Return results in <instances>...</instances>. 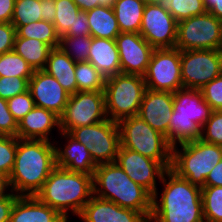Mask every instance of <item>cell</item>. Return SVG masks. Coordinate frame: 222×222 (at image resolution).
Segmentation results:
<instances>
[{"label":"cell","instance_id":"6da1fadb","mask_svg":"<svg viewBox=\"0 0 222 222\" xmlns=\"http://www.w3.org/2000/svg\"><path fill=\"white\" fill-rule=\"evenodd\" d=\"M159 183L163 189L161 195L157 191L152 196L149 222H205L201 187L180 177L171 168L165 171Z\"/></svg>","mask_w":222,"mask_h":222},{"label":"cell","instance_id":"7a4b0ae2","mask_svg":"<svg viewBox=\"0 0 222 222\" xmlns=\"http://www.w3.org/2000/svg\"><path fill=\"white\" fill-rule=\"evenodd\" d=\"M56 168L53 141L19 139L9 189L18 196H35Z\"/></svg>","mask_w":222,"mask_h":222},{"label":"cell","instance_id":"3957f363","mask_svg":"<svg viewBox=\"0 0 222 222\" xmlns=\"http://www.w3.org/2000/svg\"><path fill=\"white\" fill-rule=\"evenodd\" d=\"M35 196L67 220L69 212L78 217L93 196V176L56 166Z\"/></svg>","mask_w":222,"mask_h":222},{"label":"cell","instance_id":"277c9868","mask_svg":"<svg viewBox=\"0 0 222 222\" xmlns=\"http://www.w3.org/2000/svg\"><path fill=\"white\" fill-rule=\"evenodd\" d=\"M93 195L120 207L141 212L148 220L152 214V195L138 185L116 163L99 164L93 175Z\"/></svg>","mask_w":222,"mask_h":222},{"label":"cell","instance_id":"5b68a950","mask_svg":"<svg viewBox=\"0 0 222 222\" xmlns=\"http://www.w3.org/2000/svg\"><path fill=\"white\" fill-rule=\"evenodd\" d=\"M173 96V113L168 128V144L172 148L199 139L201 128L213 111L198 89L182 88Z\"/></svg>","mask_w":222,"mask_h":222},{"label":"cell","instance_id":"8992f818","mask_svg":"<svg viewBox=\"0 0 222 222\" xmlns=\"http://www.w3.org/2000/svg\"><path fill=\"white\" fill-rule=\"evenodd\" d=\"M221 159L222 146L197 139L172 148L171 169L202 188L207 175Z\"/></svg>","mask_w":222,"mask_h":222},{"label":"cell","instance_id":"52a82bcc","mask_svg":"<svg viewBox=\"0 0 222 222\" xmlns=\"http://www.w3.org/2000/svg\"><path fill=\"white\" fill-rule=\"evenodd\" d=\"M120 146L161 162L167 169L172 165V147L166 137L153 129L140 116L118 122Z\"/></svg>","mask_w":222,"mask_h":222},{"label":"cell","instance_id":"ba28073f","mask_svg":"<svg viewBox=\"0 0 222 222\" xmlns=\"http://www.w3.org/2000/svg\"><path fill=\"white\" fill-rule=\"evenodd\" d=\"M145 90L141 75L119 73L106 78L103 92L107 117L118 123L138 115Z\"/></svg>","mask_w":222,"mask_h":222},{"label":"cell","instance_id":"9c48e42d","mask_svg":"<svg viewBox=\"0 0 222 222\" xmlns=\"http://www.w3.org/2000/svg\"><path fill=\"white\" fill-rule=\"evenodd\" d=\"M175 48L185 50H222V20L210 12L178 22Z\"/></svg>","mask_w":222,"mask_h":222},{"label":"cell","instance_id":"30bf717a","mask_svg":"<svg viewBox=\"0 0 222 222\" xmlns=\"http://www.w3.org/2000/svg\"><path fill=\"white\" fill-rule=\"evenodd\" d=\"M69 134L86 146L97 165L116 161L120 146L117 122L108 118L90 126L75 128Z\"/></svg>","mask_w":222,"mask_h":222},{"label":"cell","instance_id":"8fae6325","mask_svg":"<svg viewBox=\"0 0 222 222\" xmlns=\"http://www.w3.org/2000/svg\"><path fill=\"white\" fill-rule=\"evenodd\" d=\"M108 119L104 92L77 91L69 95L65 111L60 117L59 131L70 133L81 126H90Z\"/></svg>","mask_w":222,"mask_h":222},{"label":"cell","instance_id":"7c38bea8","mask_svg":"<svg viewBox=\"0 0 222 222\" xmlns=\"http://www.w3.org/2000/svg\"><path fill=\"white\" fill-rule=\"evenodd\" d=\"M143 78L150 90L174 93L182 89L181 51L177 48L154 49Z\"/></svg>","mask_w":222,"mask_h":222},{"label":"cell","instance_id":"4fadbf2b","mask_svg":"<svg viewBox=\"0 0 222 222\" xmlns=\"http://www.w3.org/2000/svg\"><path fill=\"white\" fill-rule=\"evenodd\" d=\"M222 74V50L181 51L183 88L200 90Z\"/></svg>","mask_w":222,"mask_h":222},{"label":"cell","instance_id":"5bb4252c","mask_svg":"<svg viewBox=\"0 0 222 222\" xmlns=\"http://www.w3.org/2000/svg\"><path fill=\"white\" fill-rule=\"evenodd\" d=\"M178 22L168 10L159 4H147L144 8L140 34L154 48H175Z\"/></svg>","mask_w":222,"mask_h":222},{"label":"cell","instance_id":"9a60e30c","mask_svg":"<svg viewBox=\"0 0 222 222\" xmlns=\"http://www.w3.org/2000/svg\"><path fill=\"white\" fill-rule=\"evenodd\" d=\"M132 181L145 188L152 196L167 168L159 161L119 146L115 161Z\"/></svg>","mask_w":222,"mask_h":222},{"label":"cell","instance_id":"2e32d148","mask_svg":"<svg viewBox=\"0 0 222 222\" xmlns=\"http://www.w3.org/2000/svg\"><path fill=\"white\" fill-rule=\"evenodd\" d=\"M115 42L119 52L121 73L143 76L154 48L140 33L121 32Z\"/></svg>","mask_w":222,"mask_h":222},{"label":"cell","instance_id":"e0dca14e","mask_svg":"<svg viewBox=\"0 0 222 222\" xmlns=\"http://www.w3.org/2000/svg\"><path fill=\"white\" fill-rule=\"evenodd\" d=\"M29 91L37 107L47 109L59 118L65 111L69 94L59 82L46 71L35 70L29 79Z\"/></svg>","mask_w":222,"mask_h":222},{"label":"cell","instance_id":"ac0fdd59","mask_svg":"<svg viewBox=\"0 0 222 222\" xmlns=\"http://www.w3.org/2000/svg\"><path fill=\"white\" fill-rule=\"evenodd\" d=\"M173 93L147 89L140 104V116L153 129L162 133L168 141L169 121L173 113Z\"/></svg>","mask_w":222,"mask_h":222},{"label":"cell","instance_id":"d6986e66","mask_svg":"<svg viewBox=\"0 0 222 222\" xmlns=\"http://www.w3.org/2000/svg\"><path fill=\"white\" fill-rule=\"evenodd\" d=\"M66 143L60 144L54 141L56 166L71 172H80L93 176L98 166L86 146L77 141L69 133L60 131L57 133ZM60 146H59V145ZM63 145V146H61Z\"/></svg>","mask_w":222,"mask_h":222},{"label":"cell","instance_id":"ffe728a7","mask_svg":"<svg viewBox=\"0 0 222 222\" xmlns=\"http://www.w3.org/2000/svg\"><path fill=\"white\" fill-rule=\"evenodd\" d=\"M78 219L83 222H149L141 212L120 207L94 195L85 204Z\"/></svg>","mask_w":222,"mask_h":222},{"label":"cell","instance_id":"44dd1931","mask_svg":"<svg viewBox=\"0 0 222 222\" xmlns=\"http://www.w3.org/2000/svg\"><path fill=\"white\" fill-rule=\"evenodd\" d=\"M59 128L60 118L57 115L47 109L34 106L18 122L17 137L19 139L53 140L54 142L57 138L52 136L54 135L52 130L56 129V132H60Z\"/></svg>","mask_w":222,"mask_h":222},{"label":"cell","instance_id":"7402d4cb","mask_svg":"<svg viewBox=\"0 0 222 222\" xmlns=\"http://www.w3.org/2000/svg\"><path fill=\"white\" fill-rule=\"evenodd\" d=\"M9 222H69L58 211L42 203L36 196H18Z\"/></svg>","mask_w":222,"mask_h":222},{"label":"cell","instance_id":"603a6c76","mask_svg":"<svg viewBox=\"0 0 222 222\" xmlns=\"http://www.w3.org/2000/svg\"><path fill=\"white\" fill-rule=\"evenodd\" d=\"M88 62L105 78L121 73L119 52L115 40L92 37Z\"/></svg>","mask_w":222,"mask_h":222},{"label":"cell","instance_id":"cb8c5ba5","mask_svg":"<svg viewBox=\"0 0 222 222\" xmlns=\"http://www.w3.org/2000/svg\"><path fill=\"white\" fill-rule=\"evenodd\" d=\"M75 67L76 62L58 47L50 51L43 70L53 76L66 93L73 95L77 92Z\"/></svg>","mask_w":222,"mask_h":222},{"label":"cell","instance_id":"d4e9b609","mask_svg":"<svg viewBox=\"0 0 222 222\" xmlns=\"http://www.w3.org/2000/svg\"><path fill=\"white\" fill-rule=\"evenodd\" d=\"M92 37L115 40L121 33L113 7L98 6L87 11Z\"/></svg>","mask_w":222,"mask_h":222},{"label":"cell","instance_id":"484cf974","mask_svg":"<svg viewBox=\"0 0 222 222\" xmlns=\"http://www.w3.org/2000/svg\"><path fill=\"white\" fill-rule=\"evenodd\" d=\"M140 0H116L112 6L120 32L140 33L145 8Z\"/></svg>","mask_w":222,"mask_h":222},{"label":"cell","instance_id":"4316f807","mask_svg":"<svg viewBox=\"0 0 222 222\" xmlns=\"http://www.w3.org/2000/svg\"><path fill=\"white\" fill-rule=\"evenodd\" d=\"M13 50L34 70H42L46 66L52 48L35 38L15 37Z\"/></svg>","mask_w":222,"mask_h":222},{"label":"cell","instance_id":"83f0119b","mask_svg":"<svg viewBox=\"0 0 222 222\" xmlns=\"http://www.w3.org/2000/svg\"><path fill=\"white\" fill-rule=\"evenodd\" d=\"M15 29L16 37L35 38L48 44L52 49L59 47L60 36L51 22L40 20Z\"/></svg>","mask_w":222,"mask_h":222},{"label":"cell","instance_id":"f1b7e54d","mask_svg":"<svg viewBox=\"0 0 222 222\" xmlns=\"http://www.w3.org/2000/svg\"><path fill=\"white\" fill-rule=\"evenodd\" d=\"M77 91L103 92L106 78L88 61L76 62Z\"/></svg>","mask_w":222,"mask_h":222},{"label":"cell","instance_id":"f546056e","mask_svg":"<svg viewBox=\"0 0 222 222\" xmlns=\"http://www.w3.org/2000/svg\"><path fill=\"white\" fill-rule=\"evenodd\" d=\"M203 217L205 222H222V186L201 188Z\"/></svg>","mask_w":222,"mask_h":222},{"label":"cell","instance_id":"4dcf8cb0","mask_svg":"<svg viewBox=\"0 0 222 222\" xmlns=\"http://www.w3.org/2000/svg\"><path fill=\"white\" fill-rule=\"evenodd\" d=\"M34 71L14 50L0 55V77L31 78Z\"/></svg>","mask_w":222,"mask_h":222},{"label":"cell","instance_id":"1f68e13d","mask_svg":"<svg viewBox=\"0 0 222 222\" xmlns=\"http://www.w3.org/2000/svg\"><path fill=\"white\" fill-rule=\"evenodd\" d=\"M177 22L207 12L204 0H162L159 3Z\"/></svg>","mask_w":222,"mask_h":222},{"label":"cell","instance_id":"d6a6232c","mask_svg":"<svg viewBox=\"0 0 222 222\" xmlns=\"http://www.w3.org/2000/svg\"><path fill=\"white\" fill-rule=\"evenodd\" d=\"M92 36H61L59 48L75 62L88 61Z\"/></svg>","mask_w":222,"mask_h":222},{"label":"cell","instance_id":"836d02e7","mask_svg":"<svg viewBox=\"0 0 222 222\" xmlns=\"http://www.w3.org/2000/svg\"><path fill=\"white\" fill-rule=\"evenodd\" d=\"M56 16L54 26L61 37L68 30H74V22L77 14L81 11L73 0H55Z\"/></svg>","mask_w":222,"mask_h":222},{"label":"cell","instance_id":"e575fe53","mask_svg":"<svg viewBox=\"0 0 222 222\" xmlns=\"http://www.w3.org/2000/svg\"><path fill=\"white\" fill-rule=\"evenodd\" d=\"M40 0H15L11 24L21 27L28 23L42 20Z\"/></svg>","mask_w":222,"mask_h":222},{"label":"cell","instance_id":"d590c367","mask_svg":"<svg viewBox=\"0 0 222 222\" xmlns=\"http://www.w3.org/2000/svg\"><path fill=\"white\" fill-rule=\"evenodd\" d=\"M17 137L0 135V174L8 178L13 170Z\"/></svg>","mask_w":222,"mask_h":222},{"label":"cell","instance_id":"8d00e7d4","mask_svg":"<svg viewBox=\"0 0 222 222\" xmlns=\"http://www.w3.org/2000/svg\"><path fill=\"white\" fill-rule=\"evenodd\" d=\"M199 139L222 146V111H212L210 118L201 128Z\"/></svg>","mask_w":222,"mask_h":222},{"label":"cell","instance_id":"74e56055","mask_svg":"<svg viewBox=\"0 0 222 222\" xmlns=\"http://www.w3.org/2000/svg\"><path fill=\"white\" fill-rule=\"evenodd\" d=\"M8 109L17 123L35 106L29 89L7 100Z\"/></svg>","mask_w":222,"mask_h":222},{"label":"cell","instance_id":"f35d334b","mask_svg":"<svg viewBox=\"0 0 222 222\" xmlns=\"http://www.w3.org/2000/svg\"><path fill=\"white\" fill-rule=\"evenodd\" d=\"M200 92L213 111H222V74L204 85Z\"/></svg>","mask_w":222,"mask_h":222},{"label":"cell","instance_id":"ab89813d","mask_svg":"<svg viewBox=\"0 0 222 222\" xmlns=\"http://www.w3.org/2000/svg\"><path fill=\"white\" fill-rule=\"evenodd\" d=\"M30 78L0 77V98L8 100L28 90Z\"/></svg>","mask_w":222,"mask_h":222},{"label":"cell","instance_id":"60d3db41","mask_svg":"<svg viewBox=\"0 0 222 222\" xmlns=\"http://www.w3.org/2000/svg\"><path fill=\"white\" fill-rule=\"evenodd\" d=\"M18 123L8 109L7 100L0 98V135L17 137Z\"/></svg>","mask_w":222,"mask_h":222},{"label":"cell","instance_id":"b9f144b4","mask_svg":"<svg viewBox=\"0 0 222 222\" xmlns=\"http://www.w3.org/2000/svg\"><path fill=\"white\" fill-rule=\"evenodd\" d=\"M16 29L10 23H0V55L14 48Z\"/></svg>","mask_w":222,"mask_h":222},{"label":"cell","instance_id":"7bdbcfd3","mask_svg":"<svg viewBox=\"0 0 222 222\" xmlns=\"http://www.w3.org/2000/svg\"><path fill=\"white\" fill-rule=\"evenodd\" d=\"M17 197L18 195L11 190L0 197V222H9L11 211Z\"/></svg>","mask_w":222,"mask_h":222},{"label":"cell","instance_id":"ee69618b","mask_svg":"<svg viewBox=\"0 0 222 222\" xmlns=\"http://www.w3.org/2000/svg\"><path fill=\"white\" fill-rule=\"evenodd\" d=\"M86 35L89 36L90 28L87 20V12L80 11L77 14L74 22V30H68V32L63 36H81Z\"/></svg>","mask_w":222,"mask_h":222},{"label":"cell","instance_id":"f6af8a7d","mask_svg":"<svg viewBox=\"0 0 222 222\" xmlns=\"http://www.w3.org/2000/svg\"><path fill=\"white\" fill-rule=\"evenodd\" d=\"M15 0H0V23H10L14 12Z\"/></svg>","mask_w":222,"mask_h":222},{"label":"cell","instance_id":"bcb514c9","mask_svg":"<svg viewBox=\"0 0 222 222\" xmlns=\"http://www.w3.org/2000/svg\"><path fill=\"white\" fill-rule=\"evenodd\" d=\"M40 5H42V20L54 23L56 16L55 0H40Z\"/></svg>","mask_w":222,"mask_h":222},{"label":"cell","instance_id":"7dc6e473","mask_svg":"<svg viewBox=\"0 0 222 222\" xmlns=\"http://www.w3.org/2000/svg\"><path fill=\"white\" fill-rule=\"evenodd\" d=\"M205 186H222V159L207 175Z\"/></svg>","mask_w":222,"mask_h":222},{"label":"cell","instance_id":"c3c4849f","mask_svg":"<svg viewBox=\"0 0 222 222\" xmlns=\"http://www.w3.org/2000/svg\"><path fill=\"white\" fill-rule=\"evenodd\" d=\"M206 10L222 20V0H204Z\"/></svg>","mask_w":222,"mask_h":222},{"label":"cell","instance_id":"681fc988","mask_svg":"<svg viewBox=\"0 0 222 222\" xmlns=\"http://www.w3.org/2000/svg\"><path fill=\"white\" fill-rule=\"evenodd\" d=\"M81 11H89L98 7V0H73Z\"/></svg>","mask_w":222,"mask_h":222},{"label":"cell","instance_id":"f907efd6","mask_svg":"<svg viewBox=\"0 0 222 222\" xmlns=\"http://www.w3.org/2000/svg\"><path fill=\"white\" fill-rule=\"evenodd\" d=\"M9 191L8 178L0 174V197L7 194Z\"/></svg>","mask_w":222,"mask_h":222},{"label":"cell","instance_id":"816d5d0a","mask_svg":"<svg viewBox=\"0 0 222 222\" xmlns=\"http://www.w3.org/2000/svg\"><path fill=\"white\" fill-rule=\"evenodd\" d=\"M116 0H98V6L112 7Z\"/></svg>","mask_w":222,"mask_h":222},{"label":"cell","instance_id":"f5cc1de1","mask_svg":"<svg viewBox=\"0 0 222 222\" xmlns=\"http://www.w3.org/2000/svg\"><path fill=\"white\" fill-rule=\"evenodd\" d=\"M143 4H159L162 0H140Z\"/></svg>","mask_w":222,"mask_h":222}]
</instances>
